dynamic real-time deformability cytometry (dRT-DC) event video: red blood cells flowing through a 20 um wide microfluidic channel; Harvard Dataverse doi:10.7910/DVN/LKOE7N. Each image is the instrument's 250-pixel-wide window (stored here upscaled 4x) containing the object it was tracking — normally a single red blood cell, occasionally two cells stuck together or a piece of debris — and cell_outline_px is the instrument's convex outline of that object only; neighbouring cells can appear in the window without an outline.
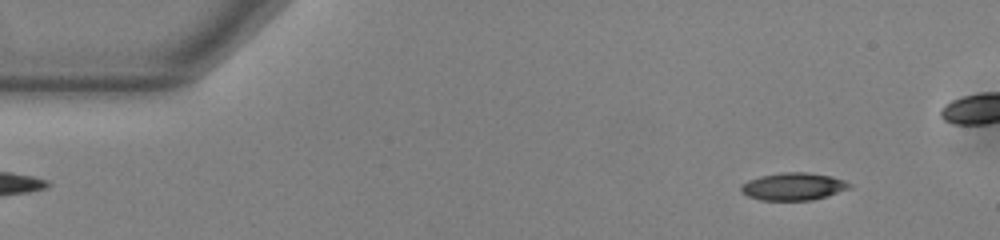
{"species": "common noctule bat (a hibernating species)", "species_latin": "Nyctalus noctula", "temperature_condition": "warm", "stored_images_in_passage": 47, "camera_frame_rate_fps": 3000, "um_per_image_px": 0.085, "animal": {"sex": "male", "body_mass_g": 13.0, "forearm_length_mm": 53.1}, "frame": {"image": 1, "passage_image": 5, "time_ms": 1.333, "image_size_px": [1000, 240], "cell_outline_px": [[852, 188], [828, 196], [812, 200], [760, 200], [748, 196], [740, 192], [740, 184], [748, 180], [760, 176], [784, 172], [808, 172], [832, 176], [844, 180], [852, 184]], "centroid_in_image_um": [67.45, 15.85], "position_along_channel_um": 17.6, "area_um2": 17.63}}
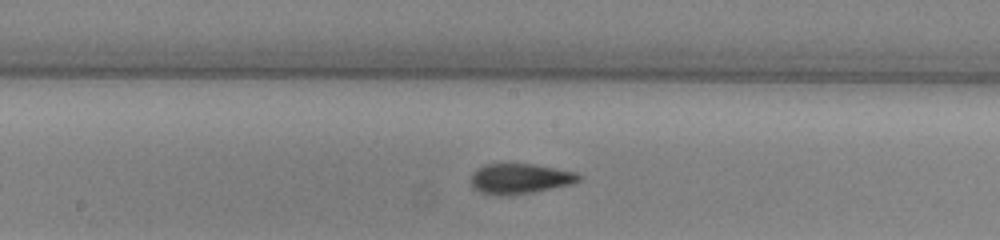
{"frame": {"image": 2, "passage_image": 27, "time_ms": 8.667, "image_size_px": [1000, 240], "cell_outline_px": [[580, 180], [568, 184], [532, 192], [508, 196], [496, 196], [480, 192], [472, 184], [472, 172], [484, 164], [532, 164], [576, 172], [580, 176]], "centroid_in_image_um": [44.15, 15.19], "position_along_channel_um": 204.1, "area_um2": 18.73}}
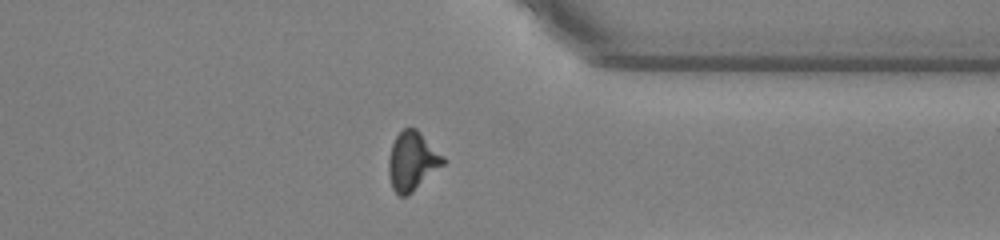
{"frame": {"image": 3, "passage_image": 41, "time_ms": 13.333, "image_size_px": [1000, 240], "cell_outline_px": [[448, 160], [444, 164], [408, 196], [400, 196], [392, 188], [388, 176], [388, 156], [392, 144], [396, 136], [404, 128], [416, 128]], "centroid_in_image_um": [35.03, 13.71], "position_along_channel_um": 376.4, "area_um2": 18.79}}